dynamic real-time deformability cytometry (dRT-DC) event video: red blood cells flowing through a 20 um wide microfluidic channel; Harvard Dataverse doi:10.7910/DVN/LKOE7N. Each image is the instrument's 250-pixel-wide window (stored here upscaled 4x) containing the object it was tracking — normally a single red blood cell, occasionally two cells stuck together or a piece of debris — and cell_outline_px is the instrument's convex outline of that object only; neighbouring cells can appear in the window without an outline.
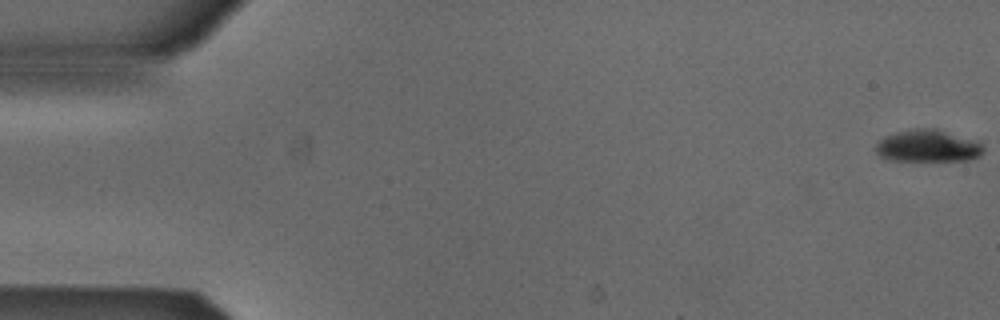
{"species": "Egyptian fruit bat (a non-hibernating species)", "species_latin": "Rousettus aegyptiacus", "temperature_condition": "cold", "stored_images_in_passage": 53, "camera_frame_rate_fps": 3000, "um_per_image_px": 0.085, "animal": {"sex": "male"}, "frame": {"image": 1, "passage_image": 1, "time_ms": 0.0, "image_size_px": [1000, 320], "cell_outline_px": [[984, 152], [980, 156], [968, 160], [892, 160], [880, 156], [876, 152], [876, 144], [880, 140], [896, 132], [912, 128], [936, 128], [980, 140], [984, 144]], "centroid_in_image_um": [78.96, 12.38], "position_along_channel_um": 6.0, "area_um2": 20.4}}
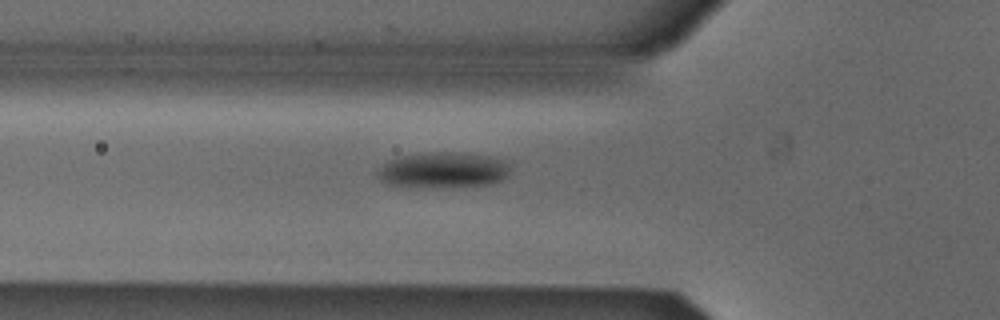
{"frame": {"image": 2, "passage_image": 19, "time_ms": 6.0, "image_size_px": [1000, 320], "cell_outline_px": [[512, 160], [508, 176], [492, 184], [440, 188], [424, 188], [388, 184], [380, 180], [376, 176], [376, 168], [388, 160], [400, 156], [432, 152], [452, 152], [488, 156]], "centroid_in_image_um": [37.68, 14.46], "position_along_channel_um": 88.1, "area_um2": 28.38}}
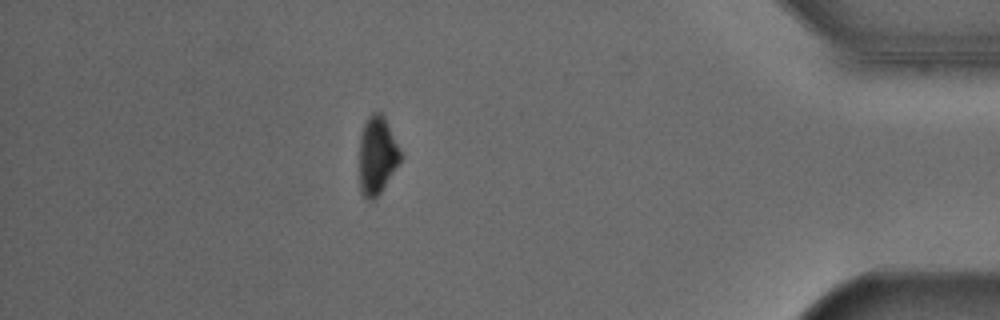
{"frame": {"image": 3, "passage_image": 47, "time_ms": 15.333, "image_size_px": [1000, 320], "cell_outline_px": [[400, 160], [380, 192], [372, 200], [368, 200], [360, 192], [360, 136], [364, 124], [368, 116], [372, 112], [380, 112], [384, 116], [388, 124], [400, 152]], "centroid_in_image_um": [32.02, 13.19], "position_along_channel_um": 403.2, "area_um2": 18.15}, "authors_computed_cell_mechanics": {"area_um2": 23.409, "velocity_mm_per_s": 3.8832, "shape_relaxation_time_tau1_ms": 3.2009, "shape_relaxation_time_tau2_ms": null, "deformation_change_tau1": 0.083, "deformation_change_tau2": null}}